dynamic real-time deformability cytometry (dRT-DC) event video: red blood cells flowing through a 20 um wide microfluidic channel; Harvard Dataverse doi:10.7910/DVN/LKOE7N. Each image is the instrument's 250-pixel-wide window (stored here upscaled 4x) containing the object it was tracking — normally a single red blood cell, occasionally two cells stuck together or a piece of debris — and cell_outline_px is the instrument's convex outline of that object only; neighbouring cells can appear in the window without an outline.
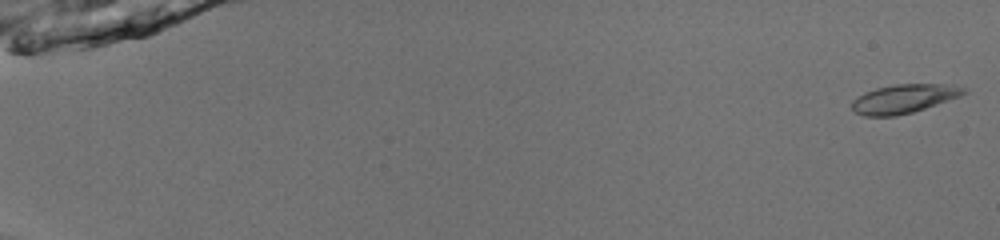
{"species": "common noctule bat (a hibernating species)", "species_latin": "Nyctalus noctula", "temperature_condition": "room temperature", "stored_images_in_passage": 53, "camera_frame_rate_fps": 3000, "um_per_image_px": 0.085, "animal": {"sex": "male", "body_mass_g": 13.0, "forearm_length_mm": 53.1}, "frame": {"image": 1, "passage_image": 1, "time_ms": 0.0, "image_size_px": [1000, 240], "cell_outline_px": [[968, 92], [960, 96], [912, 112], [896, 116], [864, 116], [856, 112], [852, 108], [852, 100], [864, 92], [876, 88], [896, 84], [952, 84], [968, 88]], "centroid_in_image_um": [76.85, 8.38], "position_along_channel_um": 8.2, "area_um2": 18.79}}
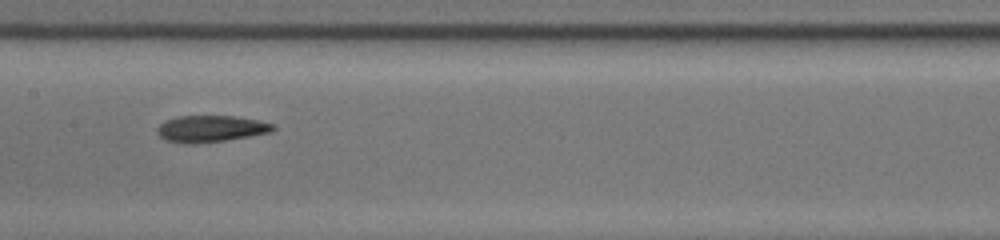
{"frame": {"image": 2, "passage_image": 29, "time_ms": 9.333, "image_size_px": [1000, 240], "cell_outline_px": [[276, 128], [272, 132], [224, 140], [192, 144], [184, 144], [164, 140], [156, 132], [156, 128], [164, 120], [176, 116], [232, 116], [260, 120], [276, 124]], "centroid_in_image_um": [17.9, 10.94], "position_along_channel_um": 189.5, "area_um2": 18.15}}
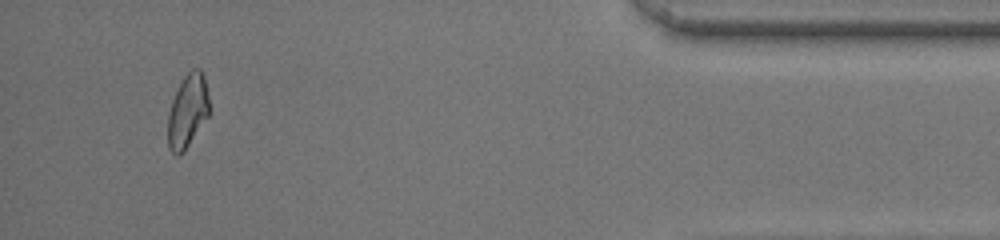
{"frame": {"image": 3, "passage_image": 50, "time_ms": 16.333, "image_size_px": [1000, 240], "cell_outline_px": [[208, 116], [184, 152], [176, 156], [168, 148], [168, 112], [172, 100], [184, 76], [192, 68], [200, 68], [204, 76], [208, 96]], "centroid_in_image_um": [15.93, 9.45], "position_along_channel_um": 419.3, "area_um2": 17.57}, "authors_computed_cell_mechanics": {"area_um2": 17.918, "velocity_mm_per_s": 3.9916, "shape_relaxation_time_tau1_ms": 5.8279, "shape_relaxation_time_tau2_ms": 3.5583, "deformation_change_tau1": 0.1537, "deformation_change_tau2": 0.0807}}